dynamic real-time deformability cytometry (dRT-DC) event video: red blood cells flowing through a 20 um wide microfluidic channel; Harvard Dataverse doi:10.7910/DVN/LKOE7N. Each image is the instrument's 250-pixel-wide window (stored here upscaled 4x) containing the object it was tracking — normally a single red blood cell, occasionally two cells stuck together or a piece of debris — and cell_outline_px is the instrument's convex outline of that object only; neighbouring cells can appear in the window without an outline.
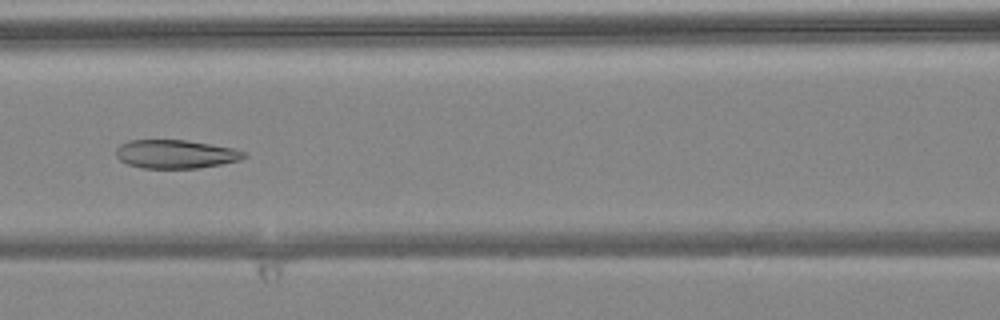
{"species": "common noctule bat (a hibernating species)", "species_latin": "Nyctalus noctula", "temperature_condition": "warm", "stored_images_in_passage": 6, "camera_frame_rate_fps": 3000, "um_per_image_px": 0.085, "animal": {"sex": "female", "body_mass_g": 24.6, "forearm_length_mm": 56.2}, "frame": {"image": 1, "passage_image": 6, "time_ms": 1.667, "image_size_px": [1000, 320], "cell_outline_px": [[248, 156], [240, 160], [220, 164], [196, 168], [140, 168], [128, 164], [120, 160], [116, 156], [116, 148], [120, 144], [128, 140], [184, 140], [212, 144], [232, 148], [248, 152]], "centroid_in_image_um": [14.93, 13.09], "position_along_channel_um": 151.7, "area_um2": 21.39}}